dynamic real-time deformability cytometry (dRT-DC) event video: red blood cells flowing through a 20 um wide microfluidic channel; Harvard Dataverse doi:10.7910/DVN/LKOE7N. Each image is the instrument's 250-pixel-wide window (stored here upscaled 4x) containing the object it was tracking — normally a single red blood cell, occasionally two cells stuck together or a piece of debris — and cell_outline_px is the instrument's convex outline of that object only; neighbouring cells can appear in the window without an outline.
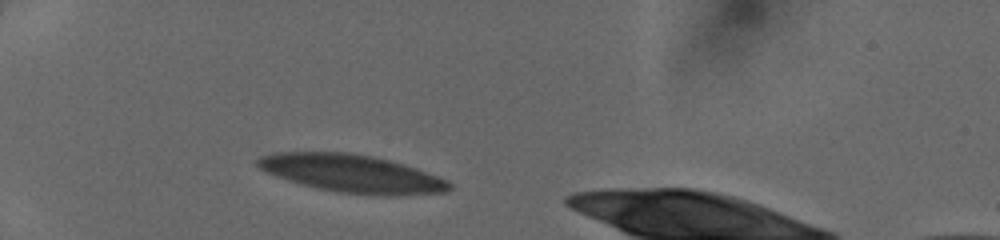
{"species": "human", "species_latin": "Homo sapiens", "temperature_condition": "cold", "stored_images_in_passage": 30, "camera_frame_rate_fps": 3000, "um_per_image_px": 0.085, "donor": {"sex": "female"}, "frame": {"image": 1, "passage_image": 1, "time_ms": 0.0, "image_size_px": [1000, 240], "cell_outline_px": [[452, 188], [448, 192], [388, 196], [376, 196], [336, 192], [300, 184], [276, 176], [260, 168], [256, 164], [256, 160], [260, 156], [276, 152], [348, 152], [372, 156], [404, 164], [416, 168], [448, 180], [452, 184]], "centroid_in_image_um": [29.93, 14.76], "position_along_channel_um": 55.1, "area_um2": 42.43}}
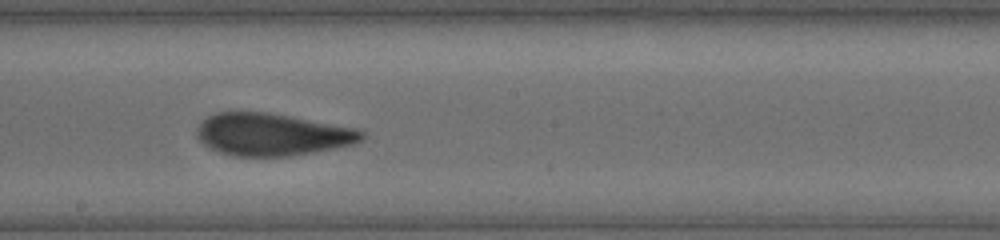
{"frame": {"image": 2, "passage_image": 15, "time_ms": 4.667, "image_size_px": [1000, 240], "cell_outline_px": [[368, 136], [364, 140], [356, 144], [336, 148], [292, 156], [232, 156], [220, 152], [204, 144], [196, 136], [196, 128], [208, 116], [216, 112], [268, 112], [292, 116], [356, 128], [364, 132]], "centroid_in_image_um": [23.18, 11.43], "position_along_channel_um": 225.0, "area_um2": 40.98}}
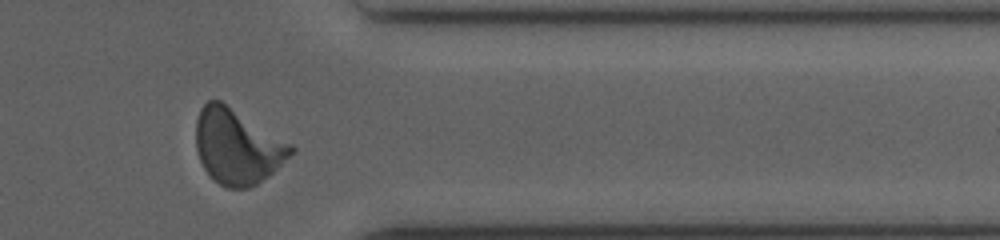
{"frame": {"image": 3, "passage_image": 27, "time_ms": 8.667, "image_size_px": [1000, 240], "cell_outline_px": [[296, 148], [268, 176], [256, 184], [248, 188], [228, 188], [220, 184], [204, 168], [200, 160], [196, 148], [196, 120], [200, 108], [208, 100], [220, 100], [292, 144]], "centroid_in_image_um": [20.14, 12.44], "position_along_channel_um": 391.3, "area_um2": 40.92}}